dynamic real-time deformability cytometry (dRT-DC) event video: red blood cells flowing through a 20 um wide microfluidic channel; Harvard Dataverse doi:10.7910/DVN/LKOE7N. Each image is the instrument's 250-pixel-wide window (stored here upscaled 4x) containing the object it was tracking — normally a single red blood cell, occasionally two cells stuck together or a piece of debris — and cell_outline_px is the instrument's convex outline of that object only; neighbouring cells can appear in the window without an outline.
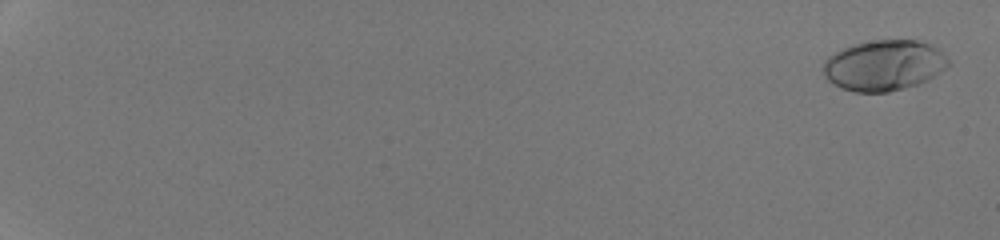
{"species": "human", "species_latin": "Homo sapiens", "temperature_condition": "room temperature", "stored_images_in_passage": 53, "camera_frame_rate_fps": 3000, "um_per_image_px": 0.085, "donor": {"sex": "male"}, "frame": {"image": 1, "passage_image": 2, "time_ms": 0.333, "image_size_px": [1000, 240], "cell_outline_px": [[948, 64], [944, 68], [928, 80], [920, 84], [888, 92], [856, 92], [844, 88], [828, 80], [824, 76], [824, 60], [828, 56], [844, 48], [856, 44], [876, 40], [916, 40], [932, 44], [948, 60]], "centroid_in_image_um": [75.13, 5.56], "position_along_channel_um": 9.9, "area_um2": 36.41}}
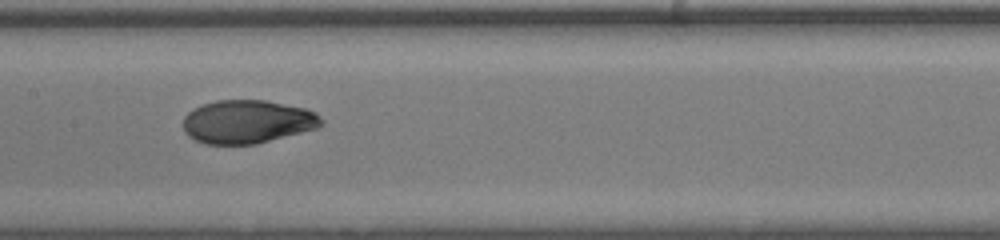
{"frame": {"image": 2, "passage_image": 32, "time_ms": 10.333, "image_size_px": [1000, 240], "cell_outline_px": [[324, 124], [316, 128], [256, 144], [204, 144], [188, 136], [184, 132], [184, 116], [192, 108], [216, 100], [268, 100], [304, 108], [316, 112], [324, 120]], "centroid_in_image_um": [21.02, 10.34], "position_along_channel_um": 186.4, "area_um2": 35.03}}
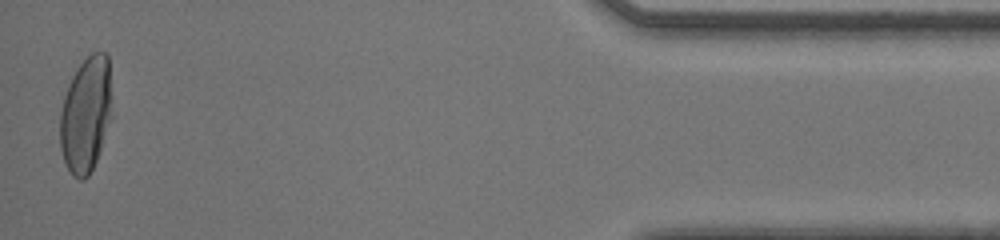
{"frame": {"image": 3, "passage_image": 53, "time_ms": 17.333, "image_size_px": [1000, 240], "cell_outline_px": [[112, 116], [96, 160], [88, 176], [84, 180], [80, 180], [72, 176], [64, 160], [60, 148], [60, 112], [64, 96], [68, 84], [72, 76], [80, 64], [92, 52], [104, 52], [108, 56]], "centroid_in_image_um": [7.29, 9.74], "position_along_channel_um": 427.9, "area_um2": 34.91}, "authors_computed_cell_mechanics": {"area_um2": 35.1424, "velocity_mm_per_s": 4.2851, "shape_relaxation_time_tau1_ms": 5.6318, "shape_relaxation_time_tau2_ms": 0.5971, "deformation_change_tau1": 0.2301, "deformation_change_tau2": 0.0401}}